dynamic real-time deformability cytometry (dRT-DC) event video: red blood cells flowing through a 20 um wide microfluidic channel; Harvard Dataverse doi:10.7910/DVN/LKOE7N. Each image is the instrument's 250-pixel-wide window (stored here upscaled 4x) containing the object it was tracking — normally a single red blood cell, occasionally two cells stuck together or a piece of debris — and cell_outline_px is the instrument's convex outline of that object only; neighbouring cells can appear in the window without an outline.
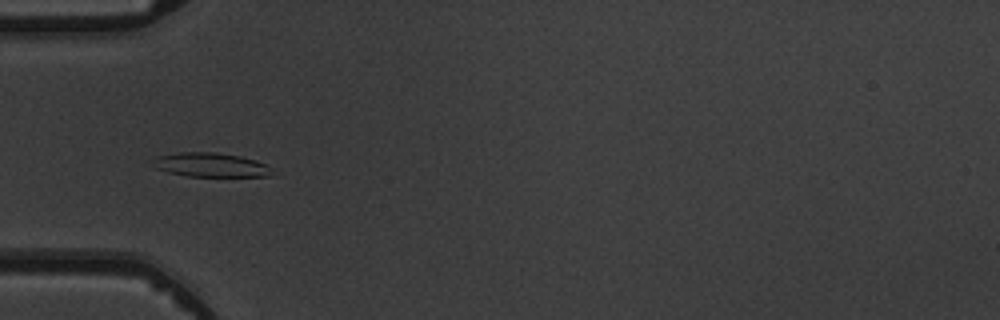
{"species": "common noctule bat (a hibernating species)", "species_latin": "Nyctalus noctula", "temperature_condition": "warm", "stored_images_in_passage": 6, "camera_frame_rate_fps": 3000, "um_per_image_px": 0.085, "animal": {"sex": "male", "body_mass_g": 19.5, "forearm_length_mm": 54.6}, "frame": {"image": 1, "passage_image": 4, "time_ms": 4.333, "image_size_px": [1000, 320], "cell_outline_px": [[268, 176], [188, 176], [168, 172], [156, 168], [156, 156], [180, 152], [216, 152], [240, 156], [256, 160], [264, 164], [268, 172]], "centroid_in_image_um": [17.85, 14.0], "position_along_channel_um": 67.1, "area_um2": 16.18}}
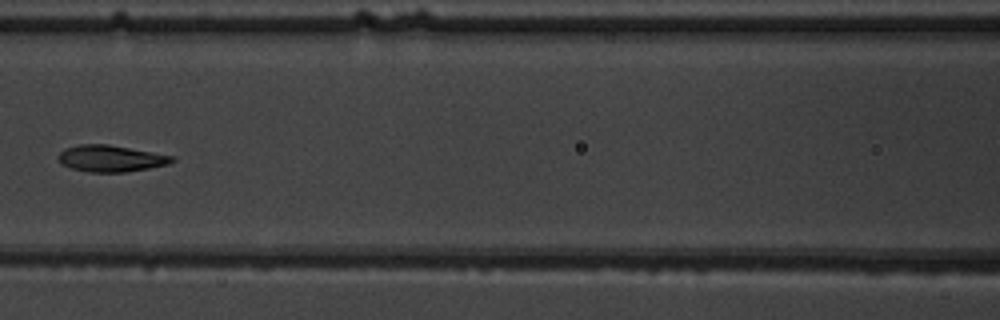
{"frame": {"image": 2, "passage_image": 6, "time_ms": 6.667, "image_size_px": [1000, 320], "cell_outline_px": [[176, 160], [168, 164], [148, 168], [124, 172], [88, 172], [72, 168], [60, 164], [56, 156], [64, 148], [76, 144], [108, 144], [176, 156]], "centroid_in_image_um": [9.39, 13.46], "position_along_channel_um": 157.2, "area_um2": 17.8}}